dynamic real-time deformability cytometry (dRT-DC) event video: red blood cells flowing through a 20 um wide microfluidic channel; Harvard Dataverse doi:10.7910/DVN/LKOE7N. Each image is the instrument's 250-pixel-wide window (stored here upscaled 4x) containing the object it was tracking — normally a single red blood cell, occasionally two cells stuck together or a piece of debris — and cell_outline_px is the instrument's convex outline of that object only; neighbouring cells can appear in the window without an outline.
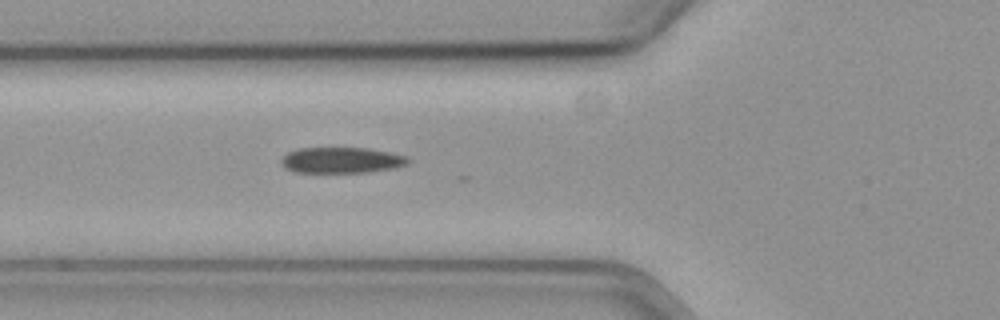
{"species": "common noctule bat (a hibernating species)", "species_latin": "Nyctalus noctula", "temperature_condition": "cold", "stored_images_in_passage": 24, "camera_frame_rate_fps": 3000, "um_per_image_px": 0.085, "animal": {"sex": "female", "body_mass_g": 19.3, "forearm_length_mm": 54.1}, "frame": {"image": 1, "passage_image": 2, "time_ms": 0.333, "image_size_px": [1000, 320], "cell_outline_px": [[412, 160], [408, 164], [392, 168], [368, 172], [296, 172], [284, 168], [280, 160], [288, 152], [296, 148], [368, 148], [388, 152], [404, 156]], "centroid_in_image_um": [29.0, 13.61], "position_along_channel_um": 96.8, "area_um2": 19.02}}
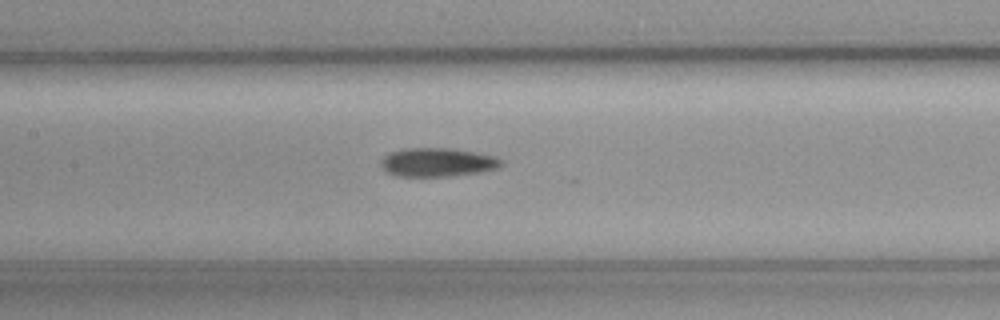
{"frame": {"image": 2, "passage_image": 8, "time_ms": 2.333, "image_size_px": [1000, 320], "cell_outline_px": [[504, 164], [500, 168], [480, 172], [448, 176], [396, 176], [388, 172], [380, 164], [380, 160], [384, 156], [392, 152], [404, 148], [452, 148], [476, 152], [496, 156], [504, 160]], "centroid_in_image_um": [37.25, 13.79], "position_along_channel_um": 170.2, "area_um2": 20.29}}
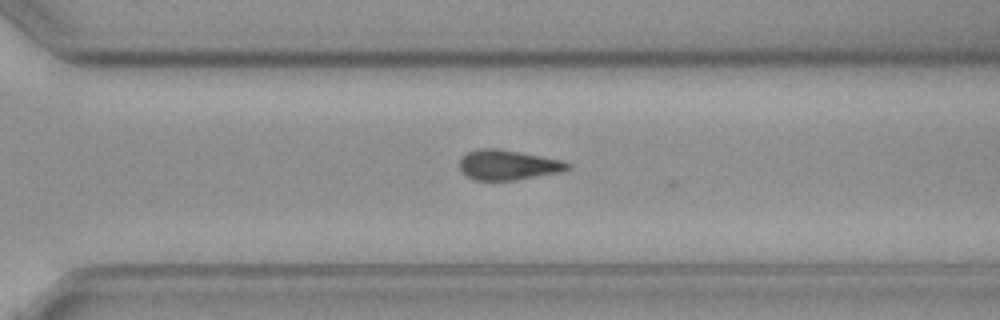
{"frame": {"image": 3, "passage_image": 21, "time_ms": 6.667, "image_size_px": [1000, 320], "cell_outline_px": [[572, 168], [564, 172], [516, 180], [476, 180], [464, 176], [460, 172], [460, 156], [468, 152], [480, 148], [500, 148], [564, 160], [572, 164]], "centroid_in_image_um": [43.22, 14.02], "position_along_channel_um": 327.4, "area_um2": 19.48}}